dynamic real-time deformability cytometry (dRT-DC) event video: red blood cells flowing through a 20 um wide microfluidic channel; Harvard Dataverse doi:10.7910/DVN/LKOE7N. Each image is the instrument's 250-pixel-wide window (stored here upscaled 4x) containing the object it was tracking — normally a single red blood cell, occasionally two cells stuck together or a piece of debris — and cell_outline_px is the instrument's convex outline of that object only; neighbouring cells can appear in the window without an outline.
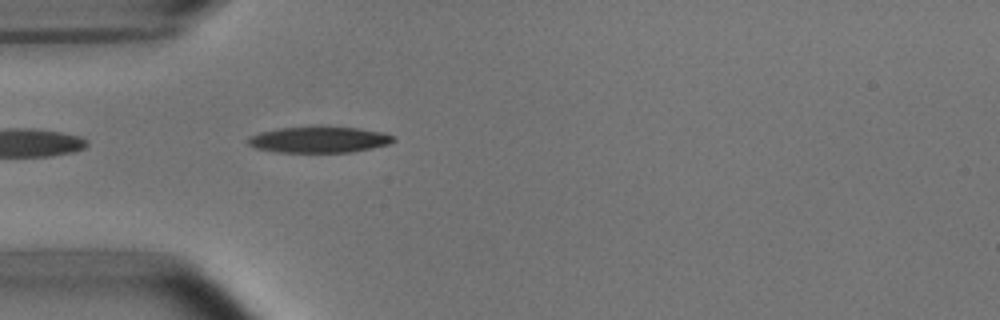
{"species": "common noctule bat (a hibernating species)", "species_latin": "Nyctalus noctula", "temperature_condition": "room temperature", "stored_images_in_passage": 3, "camera_frame_rate_fps": 3000, "um_per_image_px": 0.085, "animal": {"sex": "male", "body_mass_g": 15.6}, "frame": {"image": 1, "passage_image": 3, "time_ms": 3.333, "image_size_px": [1000, 320], "cell_outline_px": [[396, 140], [388, 144], [372, 148], [352, 152], [272, 152], [256, 148], [248, 144], [244, 140], [248, 136], [260, 132], [280, 128], [356, 128], [384, 132], [392, 136]], "centroid_in_image_um": [27.07, 11.89], "position_along_channel_um": 57.9, "area_um2": 21.79}}